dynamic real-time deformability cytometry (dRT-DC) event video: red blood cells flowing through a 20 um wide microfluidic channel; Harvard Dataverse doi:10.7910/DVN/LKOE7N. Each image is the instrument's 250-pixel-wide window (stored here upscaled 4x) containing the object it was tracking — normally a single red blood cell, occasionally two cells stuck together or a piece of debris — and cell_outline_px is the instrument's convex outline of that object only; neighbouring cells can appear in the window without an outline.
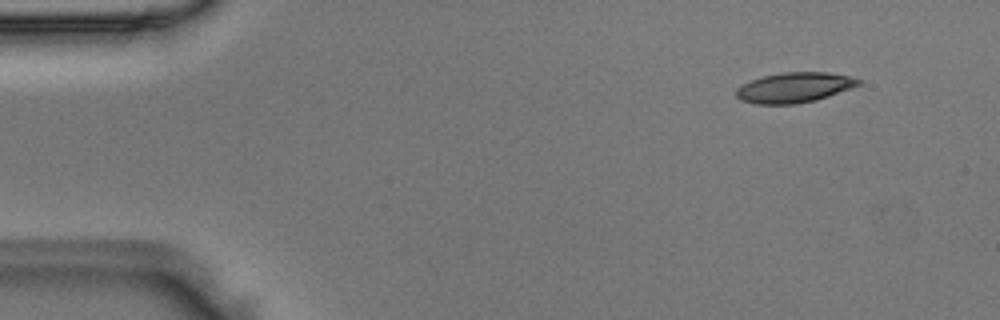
{"species": "Egyptian fruit bat (a non-hibernating species)", "species_latin": "Rousettus aegyptiacus", "temperature_condition": "room temperature", "stored_images_in_passage": 46, "camera_frame_rate_fps": 3000, "um_per_image_px": 0.085, "animal": {"sex": "male"}, "frame": {"image": 1, "passage_image": 1, "time_ms": 0.0, "image_size_px": [1000, 320], "cell_outline_px": [[860, 84], [852, 88], [816, 100], [796, 104], [756, 104], [740, 100], [736, 96], [736, 88], [752, 80], [764, 76], [784, 72], [828, 72], [848, 76], [860, 80]], "centroid_in_image_um": [67.51, 7.45], "position_along_channel_um": 17.5, "area_um2": 21.33}}
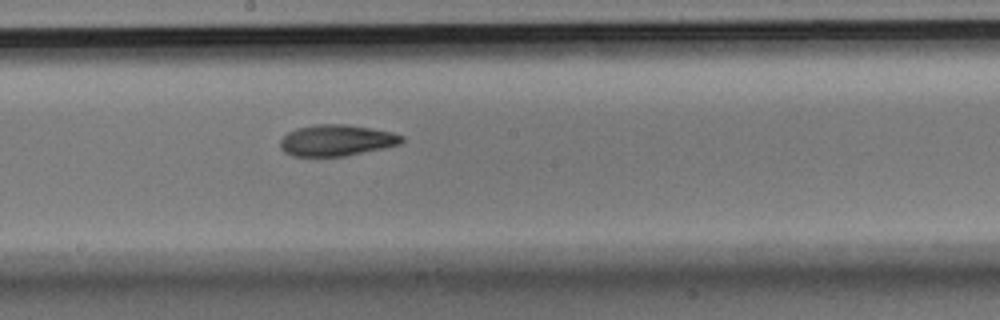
{"frame": {"image": 2, "passage_image": 23, "time_ms": 7.333, "image_size_px": [1000, 320], "cell_outline_px": [[404, 140], [400, 144], [384, 148], [344, 156], [292, 156], [284, 152], [280, 148], [280, 140], [288, 132], [296, 128], [316, 124], [344, 124], [392, 132], [404, 136]], "centroid_in_image_um": [28.59, 11.93], "position_along_channel_um": 219.6, "area_um2": 22.08}}
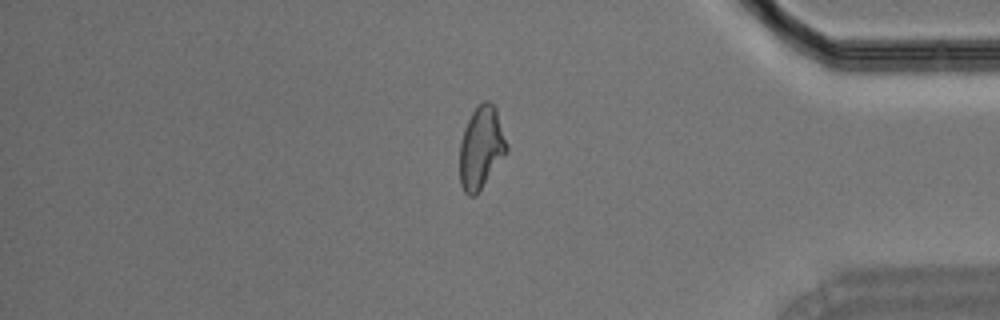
{"frame": {"image": 3, "passage_image": 38, "time_ms": 12.333, "image_size_px": [1000, 320], "cell_outline_px": [[508, 152], [476, 196], [468, 196], [464, 192], [460, 184], [460, 140], [464, 128], [472, 112], [484, 100], [488, 100], [496, 108], [508, 144]], "centroid_in_image_um": [40.91, 12.58], "position_along_channel_um": 394.3, "area_um2": 22.77}}